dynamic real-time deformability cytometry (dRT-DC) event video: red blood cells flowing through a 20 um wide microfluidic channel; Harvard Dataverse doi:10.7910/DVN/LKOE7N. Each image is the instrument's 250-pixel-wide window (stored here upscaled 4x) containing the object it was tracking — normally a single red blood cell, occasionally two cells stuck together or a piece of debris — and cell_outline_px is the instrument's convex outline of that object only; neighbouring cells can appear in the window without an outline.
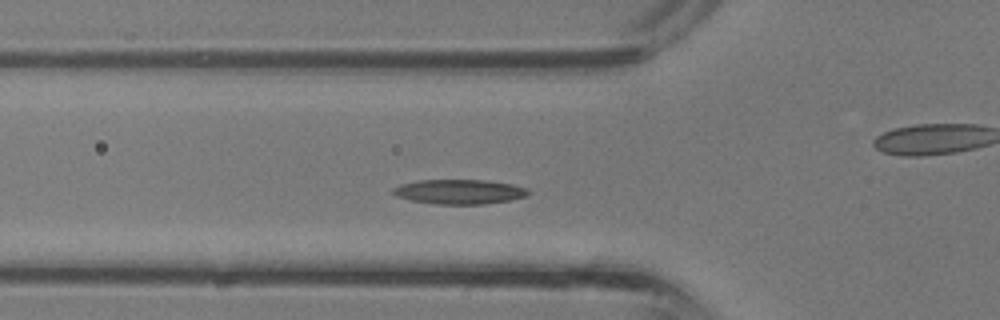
{"species": "common noctule bat (a hibernating species)", "species_latin": "Nyctalus noctula", "temperature_condition": "room temperature", "stored_images_in_passage": 35, "camera_frame_rate_fps": 3000, "um_per_image_px": 0.085, "animal": {"sex": "male", "body_mass_g": 13.3}, "frame": {"image": 1, "passage_image": 10, "time_ms": 3.0, "image_size_px": [1000, 320], "cell_outline_px": [[528, 196], [512, 200], [484, 204], [432, 204], [412, 200], [396, 196], [392, 192], [392, 188], [400, 184], [416, 180], [488, 180], [512, 184], [528, 188]], "centroid_in_image_um": [39.05, 16.29], "position_along_channel_um": 86.7, "area_um2": 19.59}}
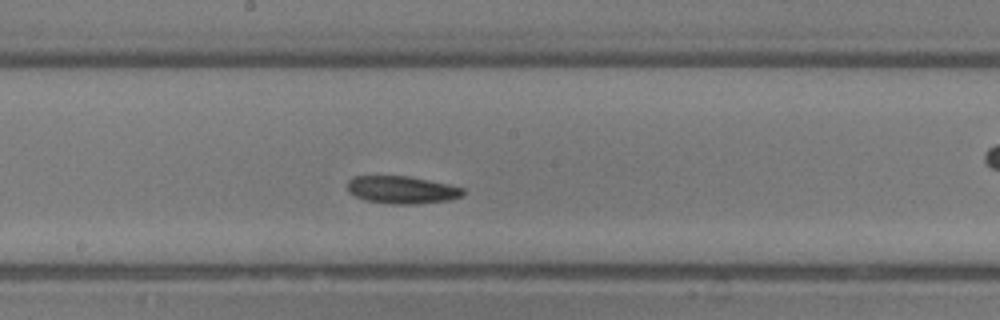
{"frame": {"image": 2, "passage_image": 17, "time_ms": 5.333, "image_size_px": [1000, 320], "cell_outline_px": [[464, 192], [460, 196], [448, 200], [416, 204], [392, 204], [364, 200], [348, 192], [348, 180], [356, 176], [408, 176], [448, 184], [464, 188]], "centroid_in_image_um": [34.14, 16.13], "position_along_channel_um": 214.1, "area_um2": 18.44}}
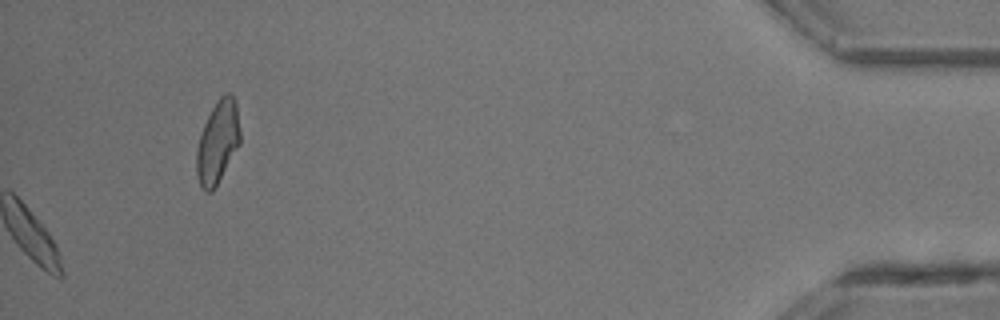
{"frame": {"image": 3, "passage_image": 35, "time_ms": 11.333, "image_size_px": [1000, 320], "cell_outline_px": [[240, 144], [212, 192], [204, 192], [200, 184], [196, 172], [196, 152], [200, 136], [204, 124], [212, 108], [220, 96], [228, 92], [232, 96], [236, 104], [240, 132]], "centroid_in_image_um": [18.5, 12.09], "position_along_channel_um": 416.7, "area_um2": 20.69}}